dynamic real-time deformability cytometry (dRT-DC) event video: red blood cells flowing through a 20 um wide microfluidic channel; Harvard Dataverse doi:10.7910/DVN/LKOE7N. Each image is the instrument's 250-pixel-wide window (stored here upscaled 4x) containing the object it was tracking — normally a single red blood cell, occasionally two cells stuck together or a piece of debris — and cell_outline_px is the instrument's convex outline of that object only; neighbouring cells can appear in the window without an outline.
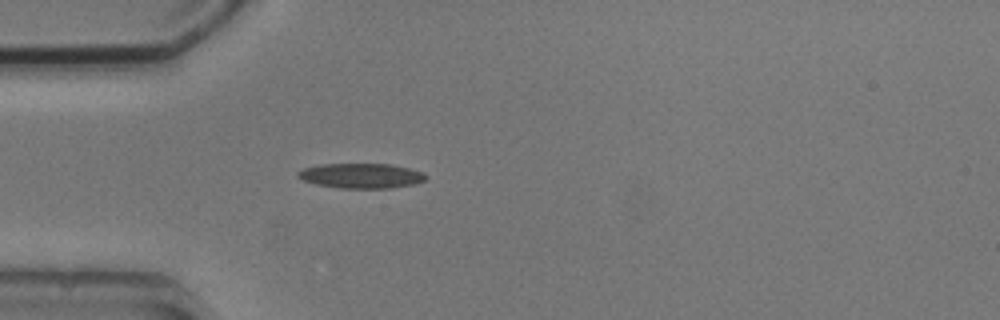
{"species": "common noctule bat (a hibernating species)", "species_latin": "Nyctalus noctula", "temperature_condition": "cold", "stored_images_in_passage": 1, "camera_frame_rate_fps": 3000, "um_per_image_px": 0.085, "animal": {"sex": "male", "body_mass_g": 20.5, "forearm_length_mm": 52.5}, "frame": {"image": 1, "passage_image": 1, "time_ms": 0.0, "image_size_px": [1000, 320], "cell_outline_px": [[428, 176], [424, 180], [412, 184], [392, 188], [340, 188], [316, 184], [304, 180], [296, 176], [296, 172], [304, 168], [320, 164], [392, 164], [424, 172]], "centroid_in_image_um": [30.7, 14.93], "position_along_channel_um": 54.3, "area_um2": 18.55}}